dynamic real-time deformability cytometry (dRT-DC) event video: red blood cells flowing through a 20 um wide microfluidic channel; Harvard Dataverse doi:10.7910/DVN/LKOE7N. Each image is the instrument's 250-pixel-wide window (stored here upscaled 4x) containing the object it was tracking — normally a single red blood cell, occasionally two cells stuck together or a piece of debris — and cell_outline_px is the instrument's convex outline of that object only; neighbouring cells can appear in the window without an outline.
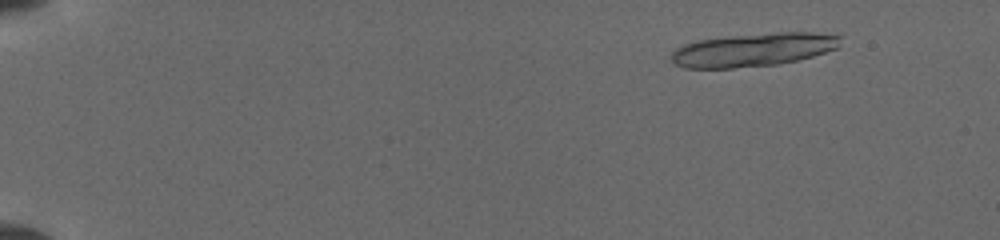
{"species": "common noctule bat (a hibernating species)", "species_latin": "Nyctalus noctula", "temperature_condition": "cold", "stored_images_in_passage": 23, "camera_frame_rate_fps": 3000, "um_per_image_px": 0.085, "animal": {"sex": "female", "body_mass_g": 19.5, "forearm_length_mm": 54.1}, "frame": {"image": 1, "passage_image": 6, "time_ms": 2.0, "image_size_px": [1000, 240], "cell_outline_px": [[840, 48], [812, 56], [796, 60], [776, 64], [732, 68], [684, 68], [676, 64], [668, 56], [680, 44], [696, 40], [728, 36], [776, 32], [812, 32], [840, 36]], "centroid_in_image_um": [63.98, 4.22], "position_along_channel_um": 21.0, "area_um2": 33.06}}
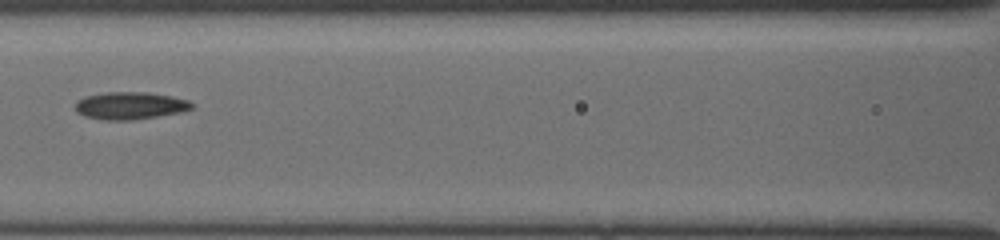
{"frame": {"image": 2, "passage_image": 19, "time_ms": 9.0, "image_size_px": [1000, 240], "cell_outline_px": [[192, 108], [180, 112], [132, 120], [104, 120], [84, 116], [76, 112], [72, 108], [80, 100], [88, 96], [108, 92], [148, 92], [188, 100], [192, 104]], "centroid_in_image_um": [11.02, 8.99], "position_along_channel_um": 155.6, "area_um2": 18.32}}
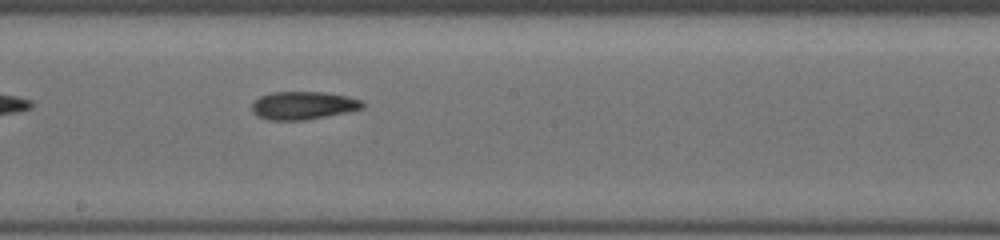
{"frame": {"image": 3, "passage_image": 23, "time_ms": 10.667, "image_size_px": [1000, 240], "cell_outline_px": [[364, 108], [304, 120], [268, 120], [256, 116], [252, 112], [252, 104], [260, 96], [272, 92], [324, 92], [348, 96], [360, 100], [364, 104]], "centroid_in_image_um": [25.73, 8.96], "position_along_channel_um": 222.5, "area_um2": 17.92}}